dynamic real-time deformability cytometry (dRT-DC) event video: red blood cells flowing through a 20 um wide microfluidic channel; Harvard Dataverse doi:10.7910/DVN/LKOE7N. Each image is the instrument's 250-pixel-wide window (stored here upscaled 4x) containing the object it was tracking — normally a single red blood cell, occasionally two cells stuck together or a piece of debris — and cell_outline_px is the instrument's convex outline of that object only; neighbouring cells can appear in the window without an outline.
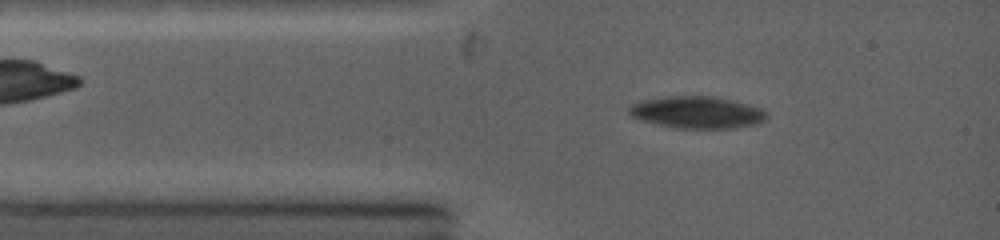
{"species": "common noctule bat (a hibernating species)", "species_latin": "Nyctalus noctula", "temperature_condition": "warm", "stored_images_in_passage": 63, "camera_frame_rate_fps": 5000, "um_per_image_px": 0.085, "animal": {"sex": "female", "body_mass_g": 19.0, "forearm_length_mm": 53.3}, "frame": {"image": 1, "passage_image": 9, "time_ms": 1.2, "image_size_px": [1000, 240], "cell_outline_px": [[768, 120], [760, 124], [736, 128], [676, 128], [656, 124], [640, 120], [628, 116], [628, 108], [632, 104], [644, 100], [668, 96], [712, 96], [732, 100], [760, 108], [768, 112]], "centroid_in_image_um": [59.28, 9.56], "position_along_channel_um": 25.7, "area_um2": 25.95}}
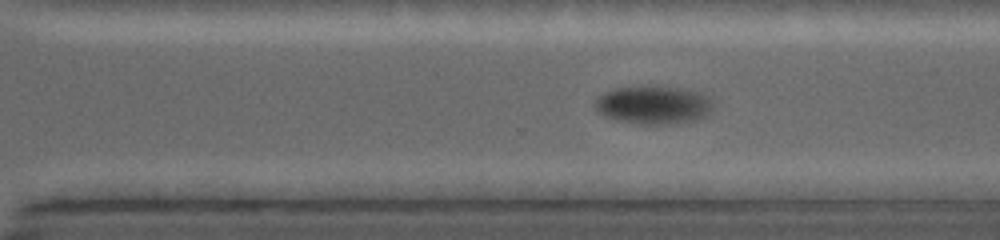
{"frame": {"image": 2, "passage_image": 56, "time_ms": 8.6, "image_size_px": [1000, 240], "cell_outline_px": [[712, 112], [696, 120], [676, 124], [640, 124], [616, 120], [604, 116], [596, 112], [592, 104], [604, 92], [616, 88], [676, 88], [696, 92], [708, 96], [712, 104]], "centroid_in_image_um": [55.51, 8.97], "position_along_channel_um": 315.1, "area_um2": 25.89}}
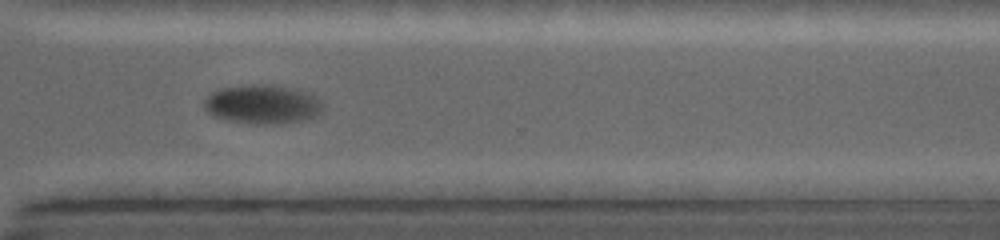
{"frame": {"image": 3, "passage_image": 62, "time_ms": 9.4, "image_size_px": [1000, 240], "cell_outline_px": [[320, 112], [316, 116], [304, 120], [284, 124], [252, 124], [232, 120], [216, 116], [208, 112], [204, 108], [204, 100], [212, 92], [220, 88], [252, 84], [264, 84], [312, 92], [320, 100]], "centroid_in_image_um": [22.32, 8.87], "position_along_channel_um": 348.3, "area_um2": 26.88}}